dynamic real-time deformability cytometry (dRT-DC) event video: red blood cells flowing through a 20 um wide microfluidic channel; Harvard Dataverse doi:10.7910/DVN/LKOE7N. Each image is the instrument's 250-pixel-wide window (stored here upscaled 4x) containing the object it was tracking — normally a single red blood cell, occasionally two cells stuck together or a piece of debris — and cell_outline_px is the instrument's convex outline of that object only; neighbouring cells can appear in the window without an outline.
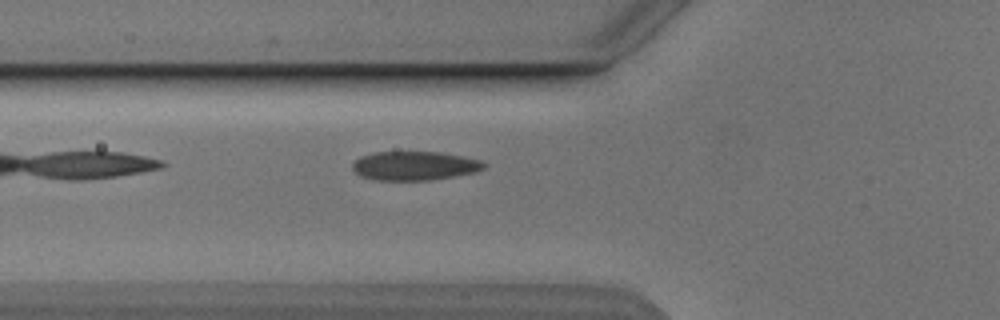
{"species": "Egyptian fruit bat (a non-hibernating species)", "species_latin": "Rousettus aegyptiacus", "temperature_condition": "cold", "stored_images_in_passage": 6, "camera_frame_rate_fps": 3000, "um_per_image_px": 0.085, "animal": {"sex": "male"}, "frame": {"image": 1, "passage_image": 6, "time_ms": 6.0, "image_size_px": [1000, 320], "cell_outline_px": [[488, 164], [484, 168], [476, 172], [428, 180], [376, 180], [360, 176], [352, 168], [352, 164], [360, 156], [376, 152], [440, 152], [480, 160]], "centroid_in_image_um": [35.22, 14.09], "position_along_channel_um": 90.6, "area_um2": 22.02}}